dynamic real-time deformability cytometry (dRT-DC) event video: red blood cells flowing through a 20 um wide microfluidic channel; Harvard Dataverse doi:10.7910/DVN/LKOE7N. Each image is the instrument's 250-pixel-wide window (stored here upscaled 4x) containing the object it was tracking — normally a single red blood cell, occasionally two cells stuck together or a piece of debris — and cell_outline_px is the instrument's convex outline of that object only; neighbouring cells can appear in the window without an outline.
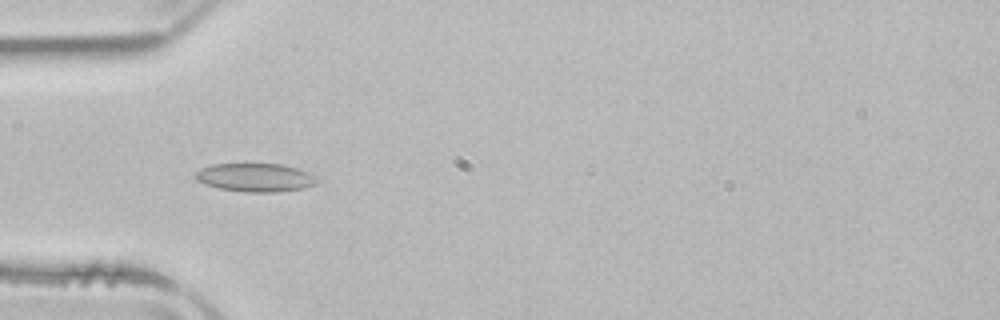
{"species": "common noctule bat (a hibernating species)", "species_latin": "Nyctalus noctula", "temperature_condition": "room temperature", "stored_images_in_passage": 4, "camera_frame_rate_fps": 3000, "um_per_image_px": 0.085, "animal": {"sex": "male", "body_mass_g": 21.5, "forearm_length_mm": 52.0}, "frame": {"image": 1, "passage_image": 2, "time_ms": 2.667, "image_size_px": [1000, 320], "cell_outline_px": [[320, 180], [316, 184], [304, 188], [276, 192], [244, 192], [220, 188], [204, 184], [196, 180], [192, 176], [200, 168], [212, 164], [284, 164], [308, 172], [316, 176]], "centroid_in_image_um": [21.7, 15.08], "position_along_channel_um": 63.3, "area_um2": 20.35}}
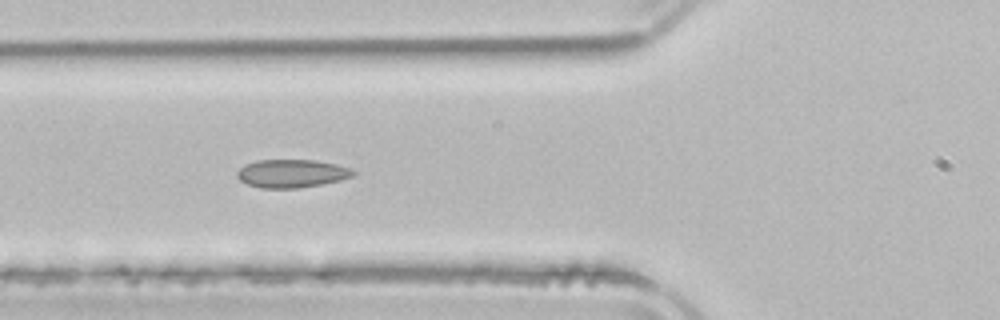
{"frame": {"image": 2, "passage_image": 3, "time_ms": 3.667, "image_size_px": [1000, 320], "cell_outline_px": [[356, 172], [352, 176], [340, 180], [320, 184], [296, 188], [260, 188], [248, 184], [240, 180], [236, 176], [236, 172], [244, 164], [256, 160], [316, 160], [336, 164], [352, 168]], "centroid_in_image_um": [24.78, 14.73], "position_along_channel_um": 101.0, "area_um2": 19.07}}
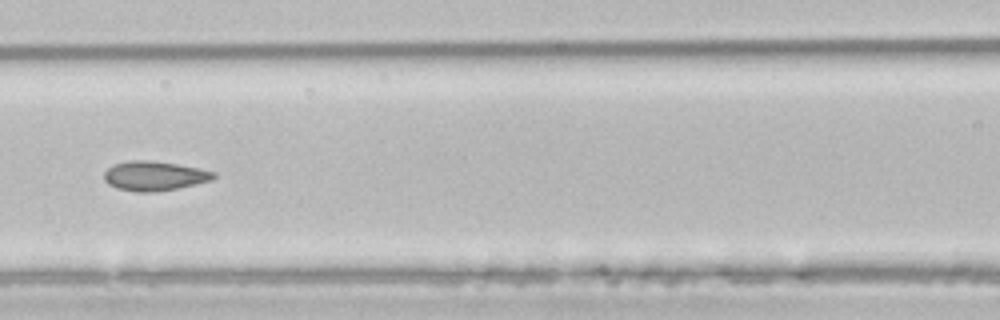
{"frame": {"image": 3, "passage_image": 4, "time_ms": 5.0, "image_size_px": [1000, 320], "cell_outline_px": [[216, 176], [212, 180], [176, 188], [156, 192], [136, 192], [116, 188], [108, 184], [104, 180], [104, 172], [112, 164], [128, 160], [148, 160], [176, 164], [216, 172]], "centroid_in_image_um": [13.07, 14.95], "position_along_channel_um": 153.5, "area_um2": 18.79}}